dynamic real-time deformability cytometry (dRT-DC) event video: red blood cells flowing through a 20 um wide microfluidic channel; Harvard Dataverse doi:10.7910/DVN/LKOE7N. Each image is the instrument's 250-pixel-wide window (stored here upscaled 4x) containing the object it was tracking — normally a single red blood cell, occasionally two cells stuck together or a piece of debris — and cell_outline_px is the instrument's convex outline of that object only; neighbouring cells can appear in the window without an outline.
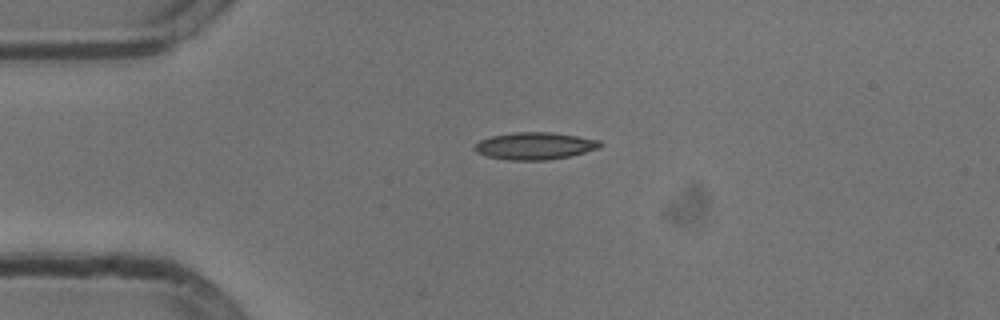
{"species": "common noctule bat (a hibernating species)", "species_latin": "Nyctalus noctula", "temperature_condition": "cold", "stored_images_in_passage": 35, "camera_frame_rate_fps": 3000, "um_per_image_px": 0.085, "animal": {"sex": "male", "body_mass_g": 13.3}, "frame": {"image": 1, "passage_image": 1, "time_ms": 0.0, "image_size_px": [1000, 320], "cell_outline_px": [[600, 148], [568, 156], [548, 160], [508, 160], [488, 156], [476, 152], [472, 148], [480, 140], [492, 136], [516, 132], [552, 132], [600, 140]], "centroid_in_image_um": [45.44, 12.4], "position_along_channel_um": 39.6, "area_um2": 19.71}}
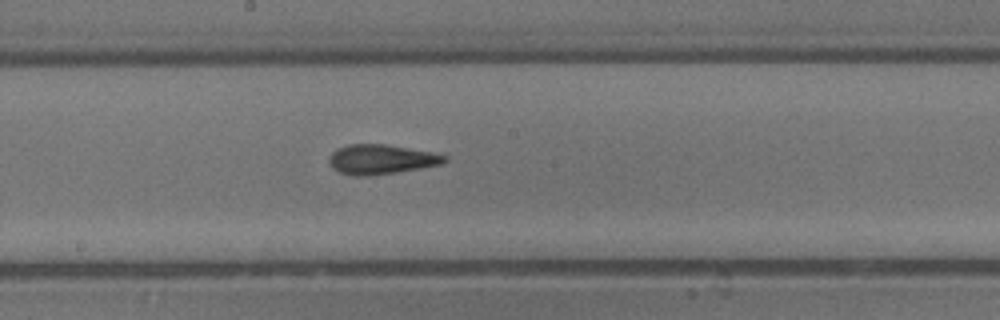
{"frame": {"image": 2, "passage_image": 17, "time_ms": 5.333, "image_size_px": [1000, 320], "cell_outline_px": [[448, 160], [440, 164], [420, 168], [396, 172], [364, 176], [356, 176], [340, 172], [332, 168], [328, 160], [332, 152], [336, 148], [348, 144], [384, 144], [432, 152], [448, 156]], "centroid_in_image_um": [32.37, 13.53], "position_along_channel_um": 215.8, "area_um2": 19.83}}
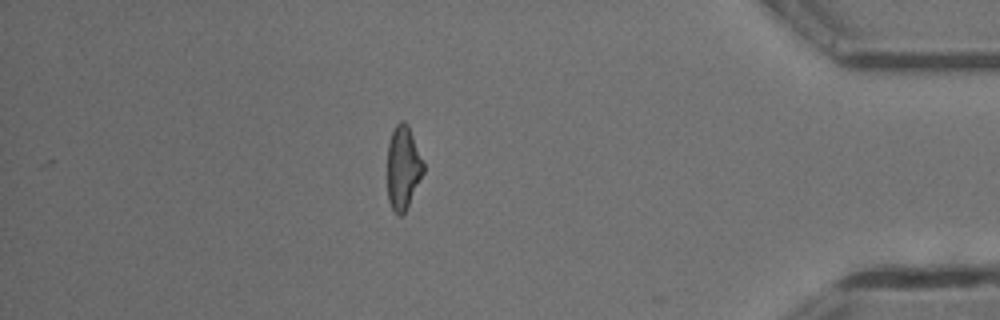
{"frame": {"image": 3, "passage_image": 35, "time_ms": 11.333, "image_size_px": [1000, 320], "cell_outline_px": [[424, 172], [404, 212], [400, 216], [392, 208], [388, 200], [388, 144], [392, 132], [396, 124], [400, 120], [404, 120], [408, 124], [424, 164]], "centroid_in_image_um": [34.26, 14.21], "position_along_channel_um": 400.9, "area_um2": 17.22}, "authors_computed_cell_mechanics": {"area_um2": 18.9584, "velocity_mm_per_s": 3.8072, "shape_relaxation_time_tau1_ms": 6.4807, "shape_relaxation_time_tau2_ms": 3.6403, "deformation_change_tau1": 0.2111, "deformation_change_tau2": 0.1116}}